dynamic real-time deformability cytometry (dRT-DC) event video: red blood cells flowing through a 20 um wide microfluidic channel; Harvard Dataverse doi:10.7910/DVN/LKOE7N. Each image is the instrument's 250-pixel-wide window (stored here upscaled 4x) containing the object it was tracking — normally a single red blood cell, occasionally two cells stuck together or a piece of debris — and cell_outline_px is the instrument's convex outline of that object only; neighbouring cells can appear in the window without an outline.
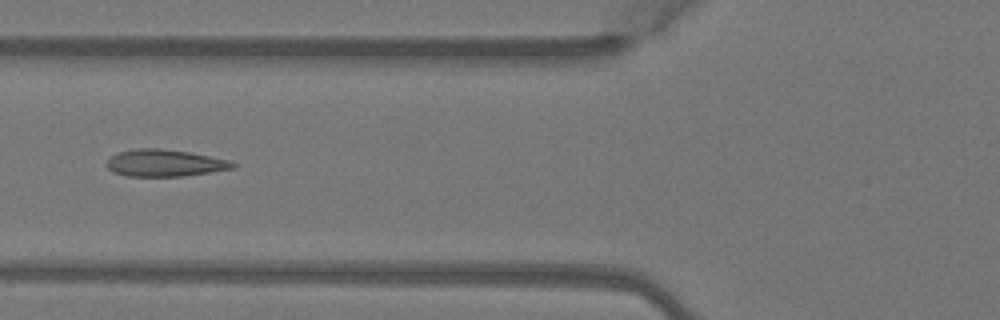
{"species": "Egyptian fruit bat (a non-hibernating species)", "species_latin": "Rousettus aegyptiacus", "temperature_condition": "warm", "stored_images_in_passage": 5, "camera_frame_rate_fps": 3000, "um_per_image_px": 0.085, "animal": {"sex": "female"}, "frame": {"image": 1, "passage_image": 4, "time_ms": 1.0, "image_size_px": [1000, 320], "cell_outline_px": [[236, 164], [232, 168], [184, 176], [128, 176], [112, 172], [104, 164], [116, 152], [136, 148], [160, 148], [188, 152], [228, 160]], "centroid_in_image_um": [13.91, 13.85], "position_along_channel_um": 111.9, "area_um2": 19.65}}
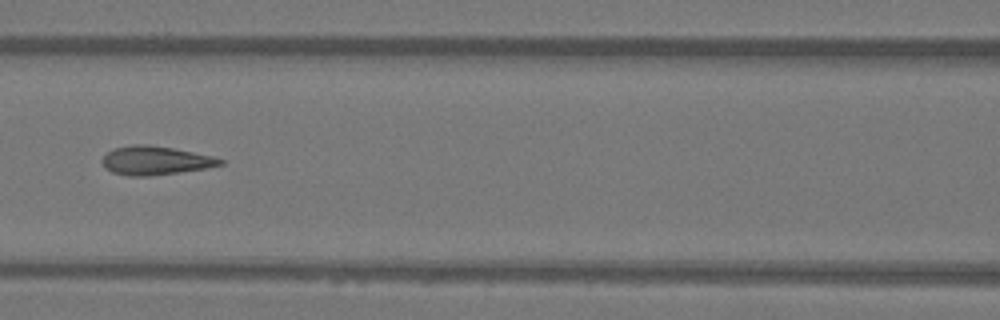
{"frame": {"image": 2, "passage_image": 5, "time_ms": 1.333, "image_size_px": [1000, 320], "cell_outline_px": [[224, 164], [204, 168], [180, 172], [148, 176], [128, 176], [112, 172], [104, 168], [100, 160], [112, 148], [132, 144], [148, 144], [172, 148], [212, 156], [224, 160]], "centroid_in_image_um": [13.14, 13.64], "position_along_channel_um": 153.5, "area_um2": 19.77}}